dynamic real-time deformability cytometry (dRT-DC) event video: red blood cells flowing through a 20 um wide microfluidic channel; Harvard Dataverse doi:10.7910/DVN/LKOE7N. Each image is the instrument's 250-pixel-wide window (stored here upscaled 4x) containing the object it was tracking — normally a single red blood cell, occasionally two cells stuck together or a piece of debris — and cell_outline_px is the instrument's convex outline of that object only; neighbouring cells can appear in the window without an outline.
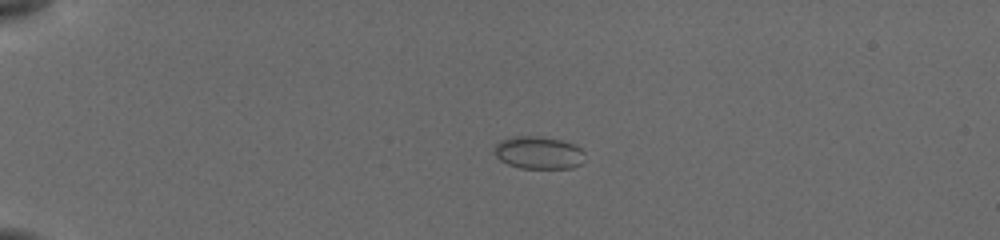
{"species": "common noctule bat (a hibernating species)", "species_latin": "Nyctalus noctula", "temperature_condition": "cold", "stored_images_in_passage": 42, "camera_frame_rate_fps": 3000, "um_per_image_px": 0.085, "animal": {"sex": "female", "body_mass_g": 19.5, "forearm_length_mm": 54.1}, "frame": {"image": 1, "passage_image": 1, "time_ms": 0.0, "image_size_px": [1000, 240], "cell_outline_px": [[584, 160], [580, 164], [572, 168], [520, 168], [508, 164], [500, 160], [492, 152], [496, 144], [500, 140], [512, 136], [540, 136], [560, 140], [576, 144], [584, 152]], "centroid_in_image_um": [45.76, 12.97], "position_along_channel_um": 39.2, "area_um2": 17.4}}
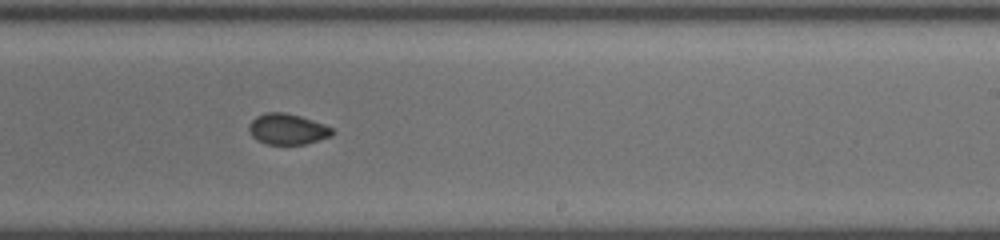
{"frame": {"image": 2, "passage_image": 23, "time_ms": 7.333, "image_size_px": [1000, 240], "cell_outline_px": [[336, 132], [332, 136], [304, 144], [264, 144], [256, 140], [248, 132], [248, 124], [256, 116], [264, 112], [284, 112], [300, 116], [324, 124], [332, 128]], "centroid_in_image_um": [24.4, 10.97], "position_along_channel_um": 264.6, "area_um2": 15.14}}
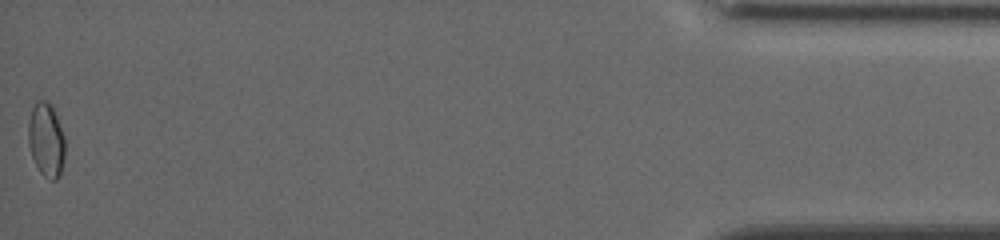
{"frame": {"image": 3, "passage_image": 42, "time_ms": 13.667, "image_size_px": [1000, 240], "cell_outline_px": [[64, 156], [60, 172], [56, 180], [52, 180], [44, 176], [40, 172], [32, 156], [28, 144], [28, 124], [32, 108], [36, 100], [44, 100], [52, 104], [64, 136]], "centroid_in_image_um": [3.91, 11.85], "position_along_channel_um": 431.3, "area_um2": 15.72}, "authors_computed_cell_mechanics": {"area_um2": 15.1436, "velocity_mm_per_s": 3.872, "shape_relaxation_time_tau1_ms": null, "shape_relaxation_time_tau2_ms": 2.0377, "deformation_change_tau1": null, "deformation_change_tau2": 0.0527}}